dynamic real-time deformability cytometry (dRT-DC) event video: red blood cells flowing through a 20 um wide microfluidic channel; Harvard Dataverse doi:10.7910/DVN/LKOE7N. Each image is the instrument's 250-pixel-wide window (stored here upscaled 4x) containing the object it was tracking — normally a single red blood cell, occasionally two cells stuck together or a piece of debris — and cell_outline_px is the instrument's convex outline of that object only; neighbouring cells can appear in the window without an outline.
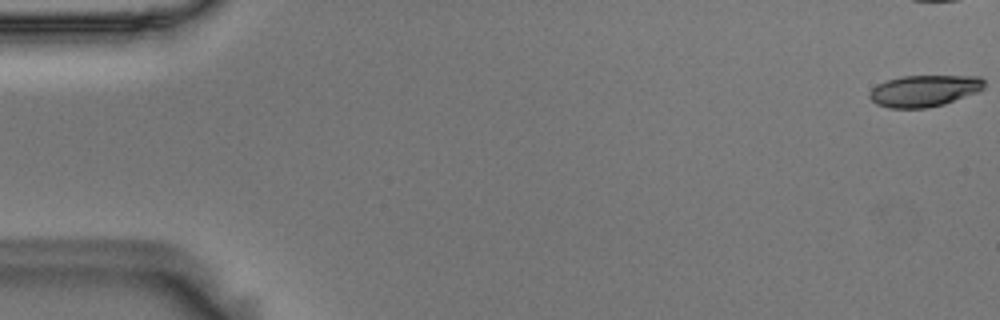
{"species": "Egyptian fruit bat (a non-hibernating species)", "species_latin": "Rousettus aegyptiacus", "temperature_condition": "room temperature", "stored_images_in_passage": 44, "camera_frame_rate_fps": 3000, "um_per_image_px": 0.085, "animal": {"sex": "male"}, "frame": {"image": 1, "passage_image": 1, "time_ms": 0.0, "image_size_px": [1000, 320], "cell_outline_px": [[984, 88], [980, 92], [944, 104], [928, 108], [888, 108], [876, 104], [868, 96], [868, 92], [872, 88], [888, 80], [904, 76], [980, 76], [984, 80]], "centroid_in_image_um": [78.59, 7.73], "position_along_channel_um": 6.4, "area_um2": 21.21}}
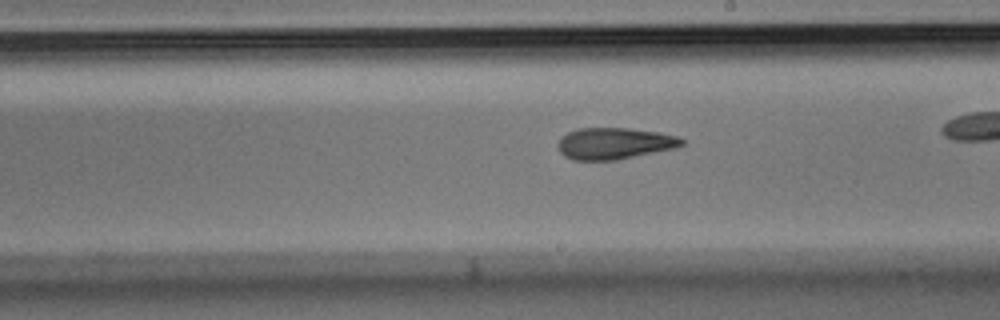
{"frame": {"image": 2, "passage_image": 32, "time_ms": 10.333, "image_size_px": [1000, 320], "cell_outline_px": [[684, 144], [676, 148], [616, 160], [572, 160], [564, 156], [560, 152], [556, 144], [568, 132], [580, 128], [628, 128], [660, 132], [676, 136], [684, 140]], "centroid_in_image_um": [52.23, 12.19], "position_along_channel_um": 236.8, "area_um2": 22.77}}
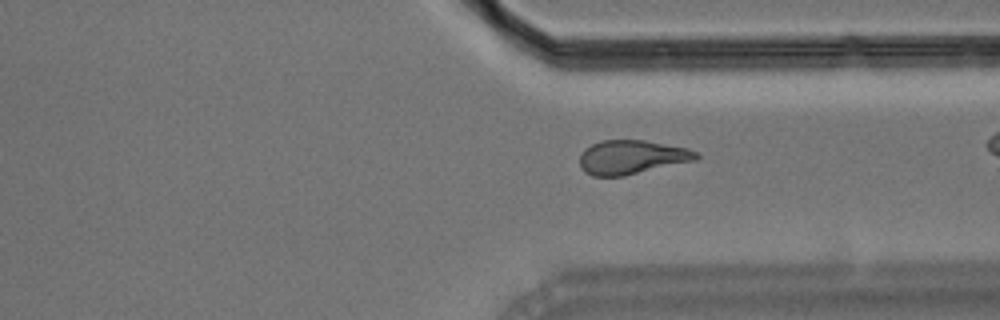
{"frame": {"image": 3, "passage_image": 42, "time_ms": 13.667, "image_size_px": [1000, 320], "cell_outline_px": [[700, 156], [696, 160], [624, 176], [592, 176], [584, 172], [580, 168], [580, 156], [592, 144], [600, 140], [644, 140], [688, 148], [700, 152]], "centroid_in_image_um": [53.73, 13.36], "position_along_channel_um": 357.7, "area_um2": 23.12}}